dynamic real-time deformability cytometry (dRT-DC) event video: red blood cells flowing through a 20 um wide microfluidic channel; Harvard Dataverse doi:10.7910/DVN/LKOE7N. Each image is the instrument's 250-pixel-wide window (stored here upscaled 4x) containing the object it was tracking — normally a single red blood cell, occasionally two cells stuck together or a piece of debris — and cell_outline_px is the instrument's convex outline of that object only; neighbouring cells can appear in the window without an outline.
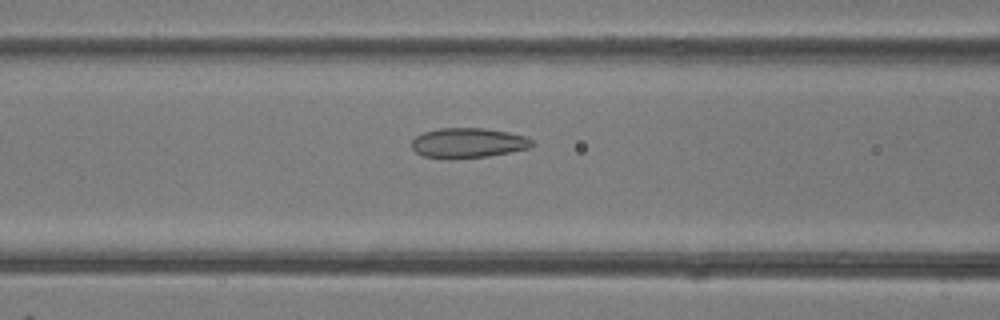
{"species": "common noctule bat (a hibernating species)", "species_latin": "Nyctalus noctula", "temperature_condition": "room temperature", "stored_images_in_passage": 49, "camera_frame_rate_fps": 3000, "um_per_image_px": 0.085, "animal": {"sex": "female"}, "frame": {"image": 1, "passage_image": 20, "time_ms": 6.333, "image_size_px": [1000, 320], "cell_outline_px": [[536, 144], [532, 148], [488, 156], [424, 156], [416, 152], [412, 148], [412, 140], [416, 136], [424, 132], [440, 128], [484, 128], [508, 132], [524, 136], [532, 140]], "centroid_in_image_um": [39.86, 12.11], "position_along_channel_um": 126.7, "area_um2": 20.35}}
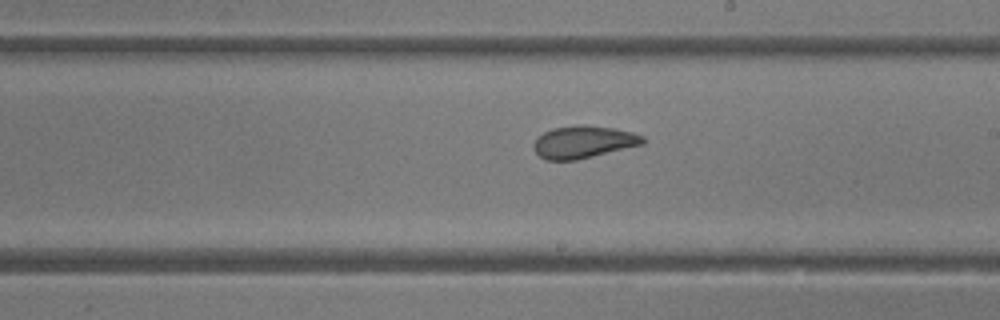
{"frame": {"image": 2, "passage_image": 28, "time_ms": 9.0, "image_size_px": [1000, 320], "cell_outline_px": [[644, 144], [576, 160], [544, 160], [536, 152], [532, 144], [544, 132], [552, 128], [580, 124], [584, 124], [612, 128], [632, 132], [644, 136]], "centroid_in_image_um": [49.59, 12.06], "position_along_channel_um": 239.4, "area_um2": 20.52}}
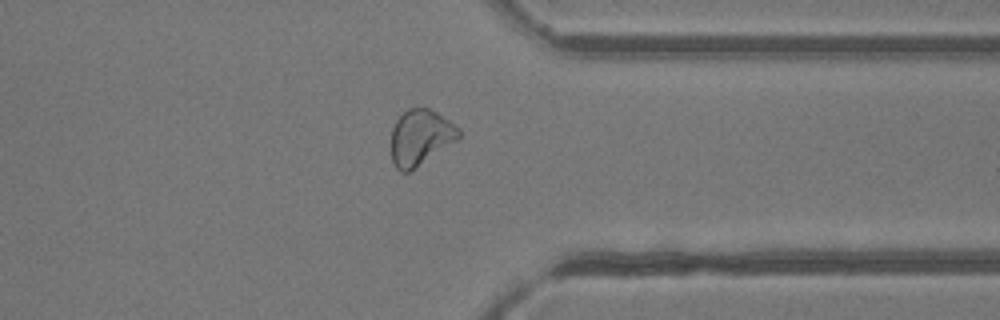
{"frame": {"image": 3, "passage_image": 38, "time_ms": 12.333, "image_size_px": [1000, 320], "cell_outline_px": [[460, 140], [412, 172], [400, 172], [396, 168], [392, 160], [392, 128], [396, 120], [408, 108], [428, 108], [436, 112], [460, 128]], "centroid_in_image_um": [35.78, 11.73], "position_along_channel_um": 375.6, "area_um2": 22.43}, "authors_computed_cell_mechanics": {"area_um2": 23.5246, "velocity_mm_per_s": 4.2292, "shape_relaxation_time_tau1_ms": null, "shape_relaxation_time_tau2_ms": 1.3055, "deformation_change_tau1": null, "deformation_change_tau2": 0.0708}}